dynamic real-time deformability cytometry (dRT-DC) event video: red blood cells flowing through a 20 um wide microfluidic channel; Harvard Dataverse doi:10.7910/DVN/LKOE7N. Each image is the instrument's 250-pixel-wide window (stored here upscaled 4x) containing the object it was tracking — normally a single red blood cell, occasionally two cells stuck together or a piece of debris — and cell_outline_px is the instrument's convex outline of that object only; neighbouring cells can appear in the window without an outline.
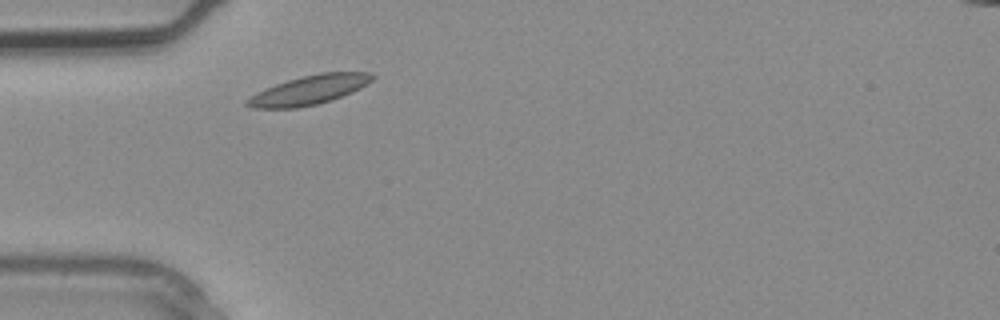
{"species": "common noctule bat (a hibernating species)", "species_latin": "Nyctalus noctula", "temperature_condition": "warm", "stored_images_in_passage": 1, "camera_frame_rate_fps": 3000, "um_per_image_px": 0.085, "animal": {"sex": "male", "body_mass_g": 20.4}, "frame": {"image": 1, "passage_image": 1, "time_ms": 0.0, "image_size_px": [1000, 320], "cell_outline_px": [[376, 76], [372, 80], [360, 88], [352, 92], [332, 100], [316, 104], [296, 108], [252, 108], [244, 104], [244, 100], [256, 92], [264, 88], [288, 80], [320, 72], [368, 72]], "centroid_in_image_um": [26.24, 7.65], "position_along_channel_um": 58.8, "area_um2": 21.27}}